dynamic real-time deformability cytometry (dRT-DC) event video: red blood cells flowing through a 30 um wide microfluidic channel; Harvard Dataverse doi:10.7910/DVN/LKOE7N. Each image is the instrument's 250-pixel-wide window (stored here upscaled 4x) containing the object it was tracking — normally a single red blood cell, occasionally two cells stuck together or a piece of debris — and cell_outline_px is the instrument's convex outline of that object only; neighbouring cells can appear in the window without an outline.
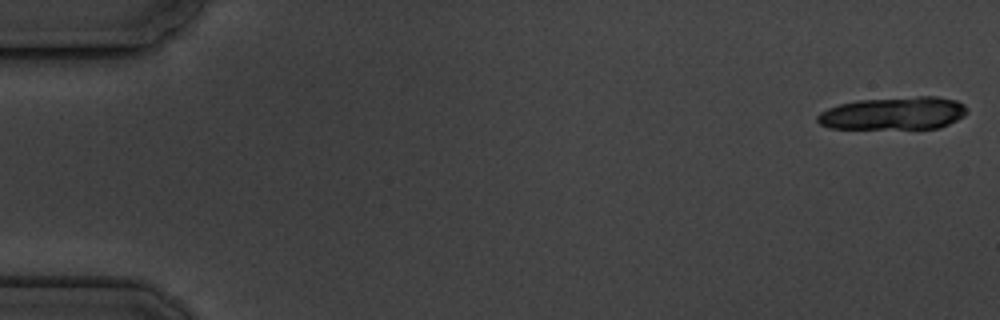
{"species": "common noctule bat (a hibernating species)", "species_latin": "Nyctalus noctula", "temperature_condition": "cold", "stored_images_in_passage": 6, "camera_frame_rate_fps": 3000, "um_per_image_px": 0.085, "animal": {"sex": "male", "body_mass_g": 19.5, "forearm_length_mm": 54.6}, "frame": {"image": 1, "passage_image": 1, "time_ms": 0.0, "image_size_px": [1000, 320], "cell_outline_px": [[968, 112], [964, 116], [940, 128], [828, 128], [820, 124], [816, 120], [816, 116], [820, 112], [828, 108], [840, 104], [856, 100], [916, 96], [936, 96], [956, 100], [964, 104], [968, 108]], "centroid_in_image_um": [75.97, 9.62], "position_along_channel_um": 9.0, "area_um2": 28.73}}